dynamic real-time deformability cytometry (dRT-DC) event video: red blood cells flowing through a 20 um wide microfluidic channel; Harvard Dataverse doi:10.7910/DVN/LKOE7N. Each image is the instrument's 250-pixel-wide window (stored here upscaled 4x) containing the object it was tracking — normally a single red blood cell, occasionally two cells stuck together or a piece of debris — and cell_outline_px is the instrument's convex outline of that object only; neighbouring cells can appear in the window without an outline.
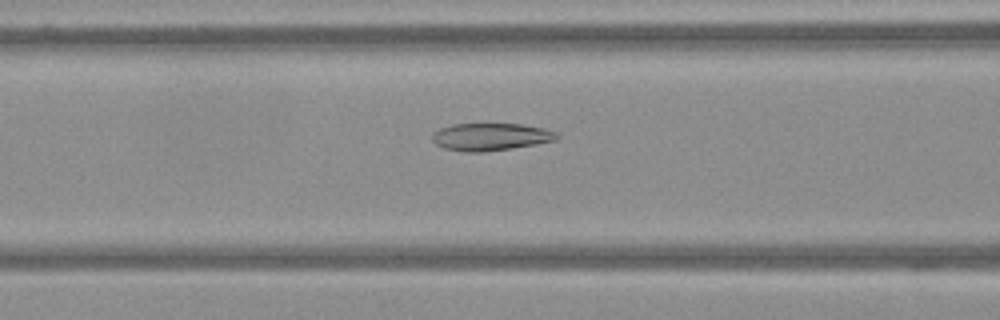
{"species": "Egyptian fruit bat (a non-hibernating species)", "species_latin": "Rousettus aegyptiacus", "temperature_condition": "warm", "stored_images_in_passage": 56, "camera_frame_rate_fps": 3000, "um_per_image_px": 0.085, "frame": {"image": 1, "passage_image": 18, "time_ms": 5.667, "image_size_px": [1000, 320], "cell_outline_px": [[560, 136], [556, 140], [536, 144], [512, 148], [480, 152], [464, 152], [444, 148], [436, 144], [432, 140], [432, 132], [440, 128], [452, 124], [520, 124], [544, 128], [556, 132]], "centroid_in_image_um": [41.69, 11.63], "position_along_channel_um": 124.9, "area_um2": 19.94}}
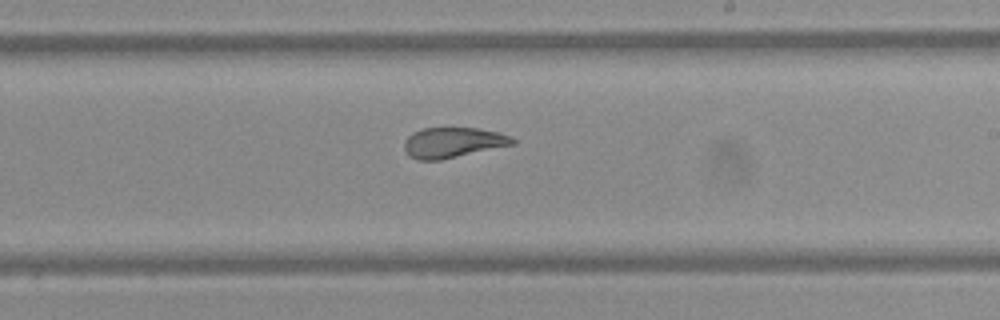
{"frame": {"image": 2, "passage_image": 30, "time_ms": 9.667, "image_size_px": [1000, 320], "cell_outline_px": [[516, 144], [440, 160], [416, 160], [408, 156], [404, 148], [404, 140], [412, 132], [424, 128], [476, 128], [496, 132], [512, 136], [516, 140]], "centroid_in_image_um": [38.48, 12.12], "position_along_channel_um": 250.5, "area_um2": 19.25}}
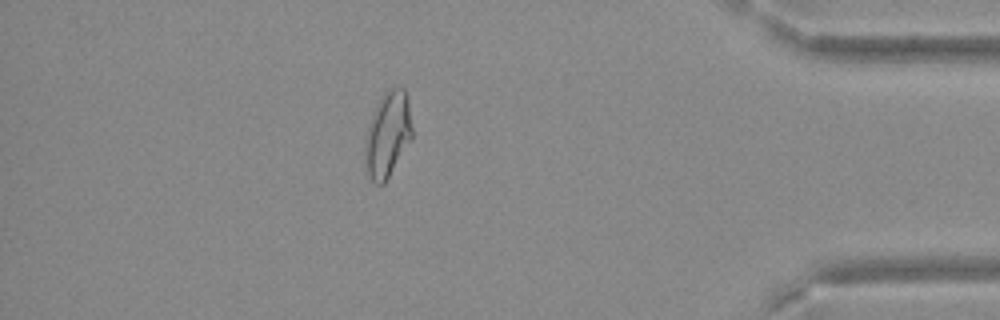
{"frame": {"image": 3, "passage_image": 48, "time_ms": 15.667, "image_size_px": [1000, 320], "cell_outline_px": [[412, 136], [384, 184], [376, 184], [368, 176], [364, 160], [364, 144], [368, 128], [376, 104], [384, 92], [388, 88], [404, 88], [408, 100], [412, 128]], "centroid_in_image_um": [32.93, 11.42], "position_along_channel_um": 402.3, "area_um2": 23.18}}